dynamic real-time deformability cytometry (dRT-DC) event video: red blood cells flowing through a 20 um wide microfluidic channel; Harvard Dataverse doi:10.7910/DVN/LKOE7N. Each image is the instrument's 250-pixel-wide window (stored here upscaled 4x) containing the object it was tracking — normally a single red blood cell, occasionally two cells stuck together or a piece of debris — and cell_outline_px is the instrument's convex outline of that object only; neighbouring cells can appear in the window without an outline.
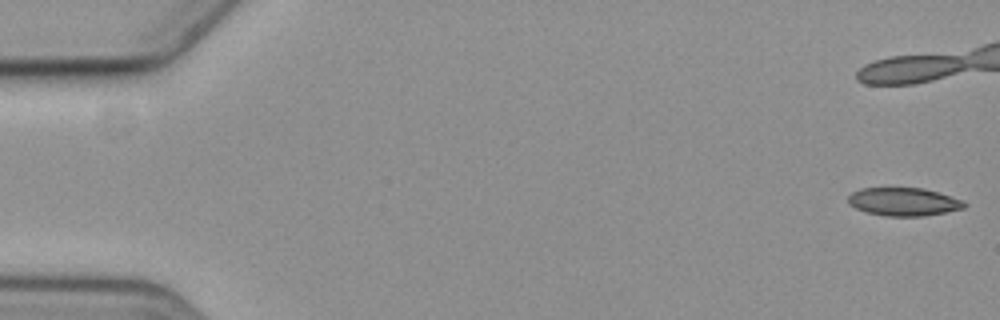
{"species": "common noctule bat (a hibernating species)", "species_latin": "Nyctalus noctula", "temperature_condition": "cold", "stored_images_in_passage": 7, "camera_frame_rate_fps": 3000, "um_per_image_px": 0.085, "animal": {"sex": "female", "body_mass_g": 19.3, "forearm_length_mm": 54.1}, "frame": {"image": 1, "passage_image": 1, "time_ms": 0.0, "image_size_px": [1000, 320], "cell_outline_px": [[968, 204], [964, 208], [924, 216], [888, 216], [868, 212], [856, 208], [848, 200], [848, 196], [852, 192], [860, 188], [924, 188], [964, 200]], "centroid_in_image_um": [76.85, 17.14], "position_along_channel_um": 8.2, "area_um2": 18.9}}
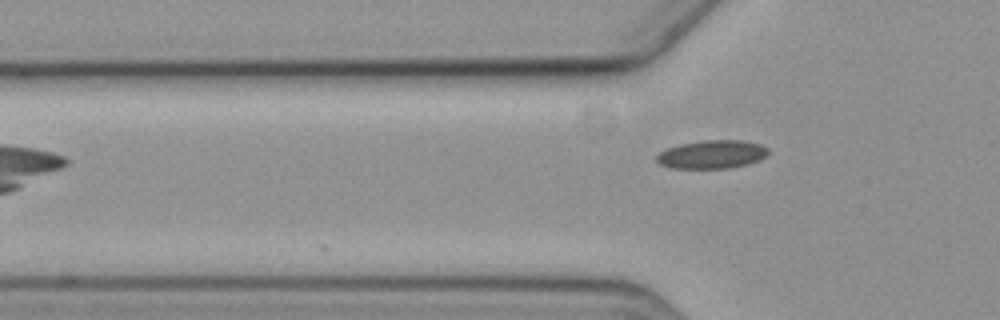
{"frame": {"image": 2, "passage_image": 7, "time_ms": 7.667, "image_size_px": [1000, 320], "cell_outline_px": [[768, 152], [760, 160], [748, 164], [728, 168], [668, 168], [660, 164], [656, 160], [656, 156], [660, 152], [668, 148], [680, 144], [704, 140], [744, 140], [760, 144], [768, 148]], "centroid_in_image_um": [60.51, 13.12], "position_along_channel_um": 65.3, "area_um2": 18.44}}